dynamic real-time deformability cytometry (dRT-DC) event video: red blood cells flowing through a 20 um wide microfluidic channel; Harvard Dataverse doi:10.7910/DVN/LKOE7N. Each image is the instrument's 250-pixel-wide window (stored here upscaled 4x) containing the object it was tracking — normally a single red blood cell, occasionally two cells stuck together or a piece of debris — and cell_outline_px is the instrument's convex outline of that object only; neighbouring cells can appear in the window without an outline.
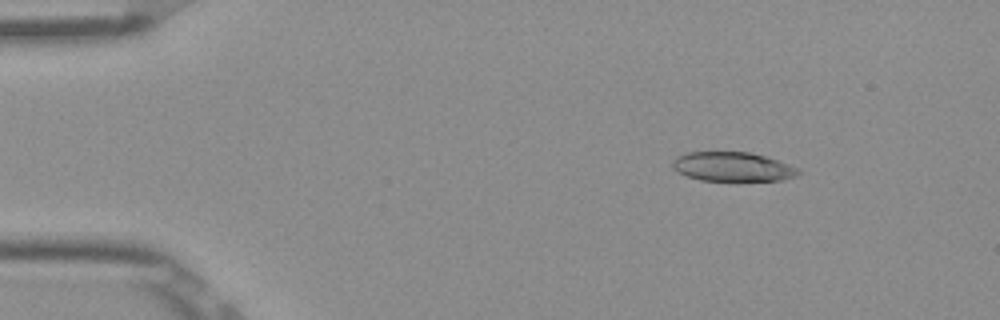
{"species": "Egyptian fruit bat (a non-hibernating species)", "species_latin": "Rousettus aegyptiacus", "temperature_condition": "room temperature", "stored_images_in_passage": 46, "camera_frame_rate_fps": 3000, "um_per_image_px": 0.085, "frame": {"image": 1, "passage_image": 1, "time_ms": 0.0, "image_size_px": [1000, 320], "cell_outline_px": [[800, 172], [796, 176], [784, 180], [700, 180], [676, 172], [672, 168], [672, 160], [676, 156], [684, 152], [748, 152], [764, 156], [800, 168]], "centroid_in_image_um": [62.23, 14.16], "position_along_channel_um": 22.8, "area_um2": 21.44}}
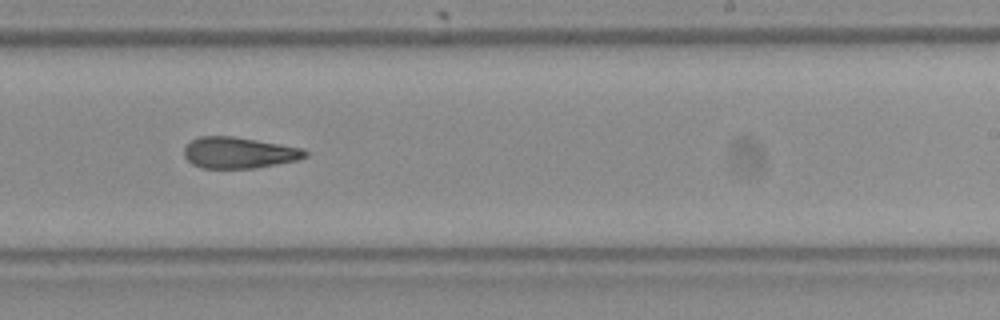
{"frame": {"image": 2, "passage_image": 26, "time_ms": 8.333, "image_size_px": [1000, 320], "cell_outline_px": [[308, 156], [300, 160], [256, 168], [200, 168], [192, 164], [184, 156], [184, 148], [192, 140], [200, 136], [232, 136], [304, 148], [308, 152]], "centroid_in_image_um": [20.34, 12.99], "position_along_channel_um": 268.7, "area_um2": 22.14}}
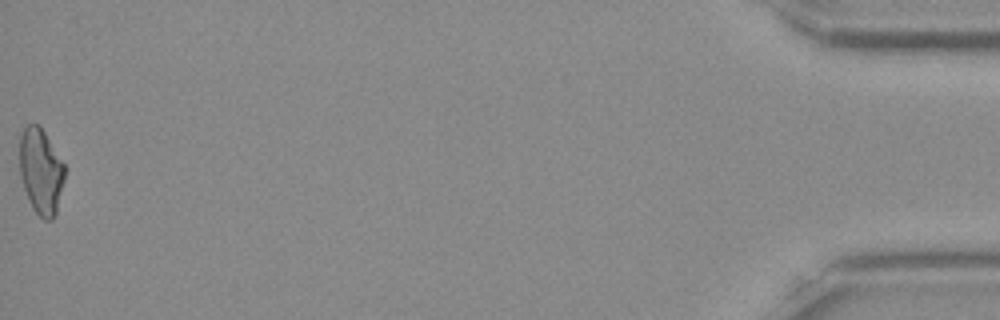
{"frame": {"image": 3, "passage_image": 46, "time_ms": 15.0, "image_size_px": [1000, 320], "cell_outline_px": [[64, 180], [56, 212], [52, 220], [44, 220], [32, 208], [24, 188], [20, 176], [20, 136], [24, 128], [28, 124], [36, 124], [44, 132], [64, 164]], "centroid_in_image_um": [3.46, 14.58], "position_along_channel_um": 431.7, "area_um2": 22.14}, "authors_computed_cell_mechanics": {"area_um2": 22.4553, "velocity_mm_per_s": 3.9135, "shape_relaxation_time_tau1_ms": null, "shape_relaxation_time_tau2_ms": 6.0494, "deformation_change_tau1": null, "deformation_change_tau2": 0.1681}}